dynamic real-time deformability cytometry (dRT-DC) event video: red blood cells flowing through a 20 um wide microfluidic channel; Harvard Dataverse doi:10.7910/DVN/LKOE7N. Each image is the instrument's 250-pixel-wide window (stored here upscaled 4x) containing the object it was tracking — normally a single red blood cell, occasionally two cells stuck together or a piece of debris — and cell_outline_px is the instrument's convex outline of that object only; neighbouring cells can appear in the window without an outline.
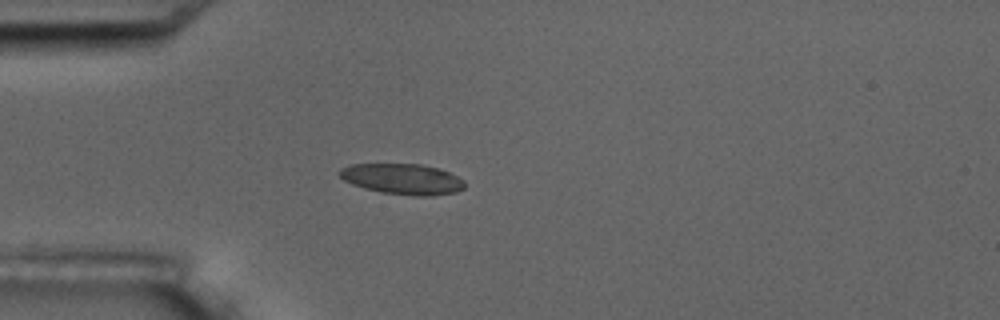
{"species": "common noctule bat (a hibernating species)", "species_latin": "Nyctalus noctula", "temperature_condition": "room temperature", "stored_images_in_passage": 5, "camera_frame_rate_fps": 3000, "um_per_image_px": 0.085, "animal": {"sex": "male", "body_mass_g": 17.5, "forearm_length_mm": 52.3}, "frame": {"image": 1, "passage_image": 4, "time_ms": 3.667, "image_size_px": [1000, 320], "cell_outline_px": [[464, 188], [456, 192], [432, 196], [412, 196], [380, 192], [364, 188], [352, 184], [344, 180], [336, 172], [340, 168], [348, 164], [420, 164], [440, 168], [464, 180]], "centroid_in_image_um": [34.18, 15.22], "position_along_channel_um": 50.8, "area_um2": 22.6}}